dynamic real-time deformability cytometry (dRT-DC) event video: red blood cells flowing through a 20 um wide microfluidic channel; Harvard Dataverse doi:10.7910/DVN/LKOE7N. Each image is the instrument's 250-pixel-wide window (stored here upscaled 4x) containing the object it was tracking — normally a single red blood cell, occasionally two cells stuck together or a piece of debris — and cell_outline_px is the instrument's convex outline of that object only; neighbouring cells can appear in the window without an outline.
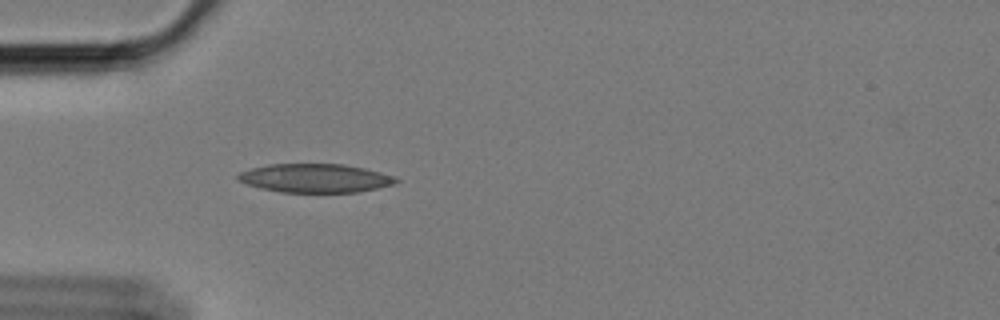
{"species": "Egyptian fruit bat (a non-hibernating species)", "species_latin": "Rousettus aegyptiacus", "temperature_condition": "cold", "stored_images_in_passage": 6, "camera_frame_rate_fps": 3000, "um_per_image_px": 0.085, "animal": {"sex": "female"}, "frame": {"image": 1, "passage_image": 1, "time_ms": 0.0, "image_size_px": [1000, 320], "cell_outline_px": [[400, 180], [396, 184], [356, 192], [280, 192], [260, 188], [248, 184], [240, 180], [236, 176], [240, 172], [252, 168], [268, 164], [344, 164], [364, 168], [396, 176]], "centroid_in_image_um": [26.83, 15.14], "position_along_channel_um": 58.2, "area_um2": 26.36}}